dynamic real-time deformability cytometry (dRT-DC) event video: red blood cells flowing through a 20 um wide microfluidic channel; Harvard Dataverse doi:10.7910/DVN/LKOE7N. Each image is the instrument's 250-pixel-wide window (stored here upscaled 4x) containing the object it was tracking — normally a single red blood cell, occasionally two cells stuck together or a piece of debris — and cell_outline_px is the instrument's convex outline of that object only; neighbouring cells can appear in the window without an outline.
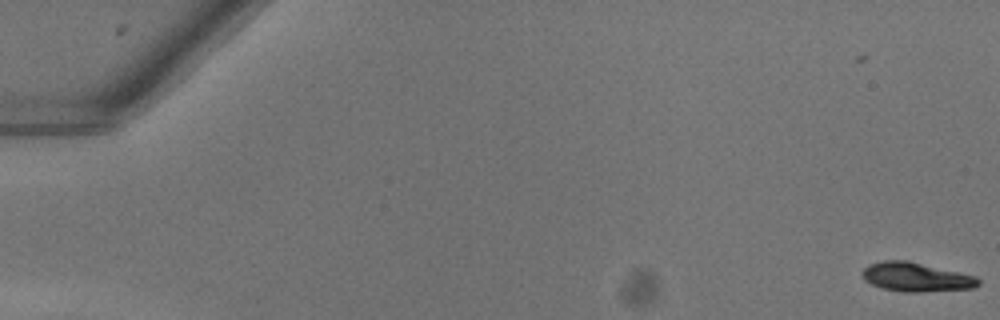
{"species": "common noctule bat (a hibernating species)", "species_latin": "Nyctalus noctula", "temperature_condition": "warm", "stored_images_in_passage": 3, "camera_frame_rate_fps": 3000, "um_per_image_px": 0.085, "animal": {"sex": "female"}, "frame": {"image": 1, "passage_image": 3, "time_ms": 0.667, "image_size_px": [1000, 320], "cell_outline_px": [[980, 284], [972, 288], [924, 292], [904, 292], [884, 288], [872, 284], [864, 280], [860, 272], [868, 264], [884, 260], [908, 260], [976, 276], [980, 280]], "centroid_in_image_um": [77.85, 23.54], "position_along_channel_um": 7.1, "area_um2": 19.71}}